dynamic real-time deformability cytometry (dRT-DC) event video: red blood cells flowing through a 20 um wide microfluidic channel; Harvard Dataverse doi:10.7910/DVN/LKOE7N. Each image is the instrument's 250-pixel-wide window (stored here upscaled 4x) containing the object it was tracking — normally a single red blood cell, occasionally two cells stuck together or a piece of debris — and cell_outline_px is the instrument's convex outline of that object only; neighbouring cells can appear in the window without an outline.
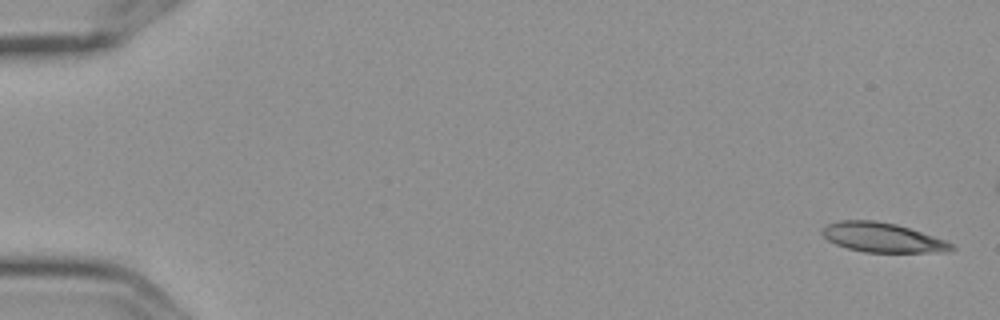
{"species": "Egyptian fruit bat (a non-hibernating species)", "species_latin": "Rousettus aegyptiacus", "temperature_condition": "cold", "stored_images_in_passage": 5, "camera_frame_rate_fps": 3000, "um_per_image_px": 0.085, "frame": {"image": 1, "passage_image": 1, "time_ms": 0.0, "image_size_px": [1000, 320], "cell_outline_px": [[956, 248], [948, 252], [864, 252], [848, 248], [836, 244], [828, 240], [820, 232], [828, 224], [840, 220], [876, 220], [896, 224], [944, 240], [952, 244]], "centroid_in_image_um": [74.99, 20.19], "position_along_channel_um": 10.0, "area_um2": 21.96}}